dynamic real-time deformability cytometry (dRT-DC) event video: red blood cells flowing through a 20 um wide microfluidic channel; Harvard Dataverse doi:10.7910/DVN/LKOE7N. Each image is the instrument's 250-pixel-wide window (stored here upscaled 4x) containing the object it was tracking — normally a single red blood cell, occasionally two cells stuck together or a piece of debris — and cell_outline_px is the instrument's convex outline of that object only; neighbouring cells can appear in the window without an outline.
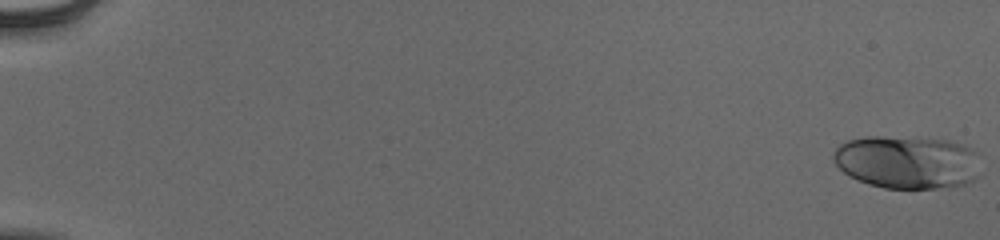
{"species": "human", "species_latin": "Homo sapiens", "temperature_condition": "cold", "stored_images_in_passage": 56, "camera_frame_rate_fps": 3000, "um_per_image_px": 0.085, "donor": {"sex": "male"}, "frame": {"image": 1, "passage_image": 1, "time_ms": 0.0, "image_size_px": [1000, 240], "cell_outline_px": [[980, 176], [964, 184], [936, 188], [884, 188], [868, 184], [856, 180], [848, 176], [836, 164], [832, 156], [836, 148], [844, 140], [864, 136], [880, 136], [948, 140], [964, 144], [976, 148], [980, 152]], "centroid_in_image_um": [77.16, 13.76], "position_along_channel_um": 7.8, "area_um2": 46.41}}
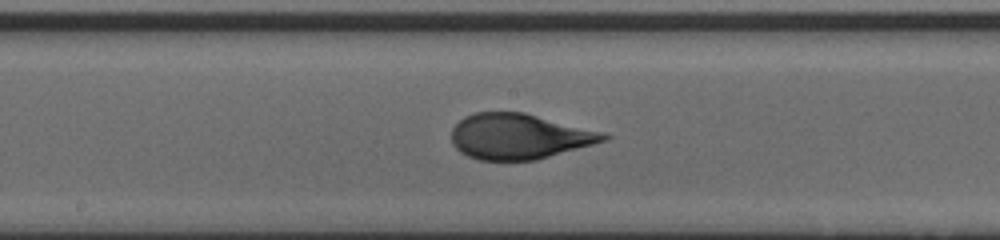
{"frame": {"image": 2, "passage_image": 32, "time_ms": 10.333, "image_size_px": [1000, 240], "cell_outline_px": [[612, 136], [608, 140], [536, 160], [480, 160], [468, 156], [460, 152], [452, 144], [452, 128], [464, 116], [476, 112], [524, 112], [604, 132]], "centroid_in_image_um": [44.13, 11.59], "position_along_channel_um": 204.1, "area_um2": 40.34}}
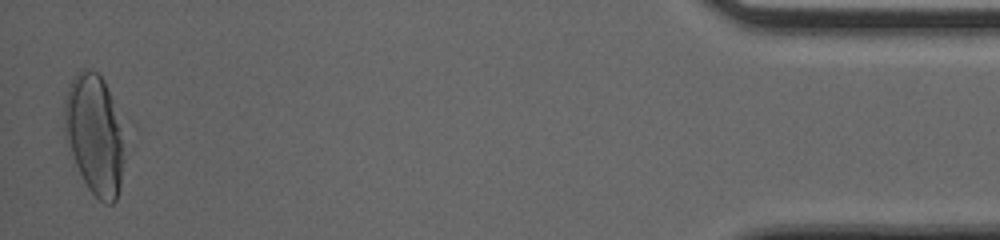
{"frame": {"image": 3, "passage_image": 55, "time_ms": 18.0, "image_size_px": [1000, 240], "cell_outline_px": [[124, 160], [120, 188], [116, 200], [112, 204], [104, 204], [88, 188], [76, 164], [64, 132], [64, 96], [68, 84], [76, 72], [80, 68], [88, 68], [96, 72], [104, 80], [124, 128]], "centroid_in_image_um": [8.05, 11.39], "position_along_channel_um": 427.1, "area_um2": 42.48}, "authors_computed_cell_mechanics": {"area_um2": 40.4889, "velocity_mm_per_s": 3.8817, "shape_relaxation_time_tau1_ms": 3.8311, "shape_relaxation_time_tau2_ms": null, "deformation_change_tau1": 0.1868, "deformation_change_tau2": null}}